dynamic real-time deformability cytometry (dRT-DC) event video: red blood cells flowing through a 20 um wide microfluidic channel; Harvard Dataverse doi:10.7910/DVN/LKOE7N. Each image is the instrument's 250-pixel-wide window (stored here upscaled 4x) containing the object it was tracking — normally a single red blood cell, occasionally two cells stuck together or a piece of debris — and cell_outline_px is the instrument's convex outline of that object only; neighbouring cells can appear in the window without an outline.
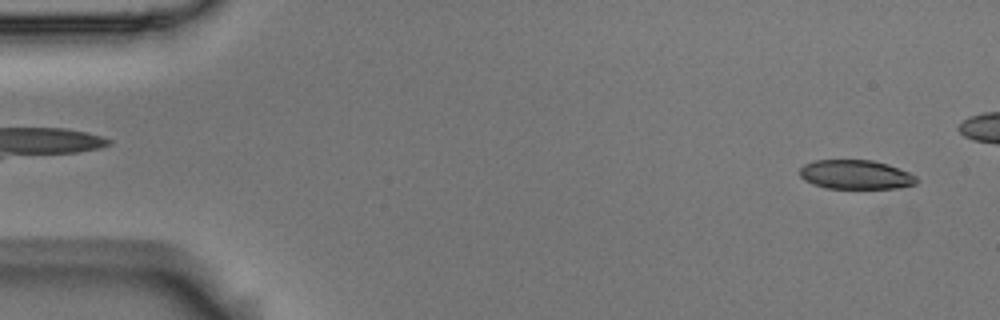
{"species": "Egyptian fruit bat (a non-hibernating species)", "species_latin": "Rousettus aegyptiacus", "temperature_condition": "room temperature", "stored_images_in_passage": 4, "camera_frame_rate_fps": 3000, "um_per_image_px": 0.085, "animal": {"sex": "male"}, "frame": {"image": 1, "passage_image": 4, "time_ms": 1.0, "image_size_px": [1000, 320], "cell_outline_px": [[916, 184], [900, 188], [824, 188], [812, 184], [804, 180], [800, 176], [800, 168], [804, 164], [816, 160], [872, 160], [888, 164], [908, 172], [916, 176]], "centroid_in_image_um": [72.71, 14.84], "position_along_channel_um": 12.3, "area_um2": 19.88}}